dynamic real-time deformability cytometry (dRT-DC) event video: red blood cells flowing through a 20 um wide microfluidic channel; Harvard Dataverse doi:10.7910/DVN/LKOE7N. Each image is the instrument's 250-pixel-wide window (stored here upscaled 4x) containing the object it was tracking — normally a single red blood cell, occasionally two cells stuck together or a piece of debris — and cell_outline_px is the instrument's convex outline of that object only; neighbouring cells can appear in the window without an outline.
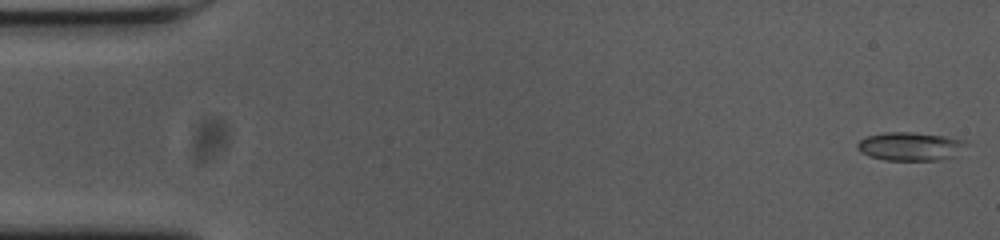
{"species": "common noctule bat (a hibernating species)", "species_latin": "Nyctalus noctula", "temperature_condition": "cold", "stored_images_in_passage": 55, "camera_frame_rate_fps": 3000, "um_per_image_px": 0.085, "animal": {"sex": "female", "body_mass_g": 23.0, "forearm_length_mm": 53.4}, "frame": {"image": 1, "passage_image": 1, "time_ms": 0.0, "image_size_px": [1000, 240], "cell_outline_px": [[972, 144], [940, 160], [884, 160], [868, 156], [860, 152], [856, 148], [856, 144], [860, 140], [868, 136], [884, 132], [912, 132], [948, 136], [968, 140]], "centroid_in_image_um": [77.37, 12.42], "position_along_channel_um": 7.6, "area_um2": 18.21}}
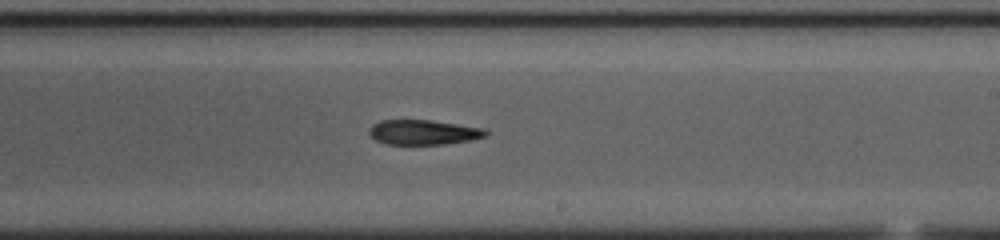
{"frame": {"image": 2, "passage_image": 32, "time_ms": 10.333, "image_size_px": [1000, 240], "cell_outline_px": [[488, 136], [472, 140], [444, 144], [384, 144], [376, 140], [368, 132], [368, 128], [372, 124], [380, 120], [432, 120], [484, 128], [488, 132]], "centroid_in_image_um": [35.99, 11.24], "position_along_channel_um": 253.0, "area_um2": 17.05}}
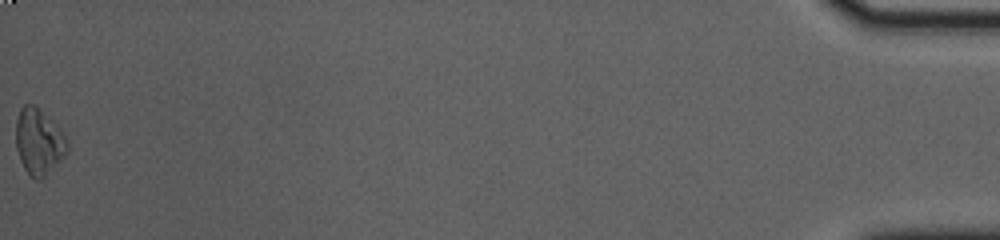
{"frame": {"image": 3, "passage_image": 55, "time_ms": 18.0, "image_size_px": [1000, 240], "cell_outline_px": [[68, 152], [40, 180], [36, 180], [24, 168], [20, 160], [16, 148], [16, 120], [20, 108], [24, 104], [32, 104], [60, 128], [64, 132], [68, 140]], "centroid_in_image_um": [3.3, 12.04], "position_along_channel_um": 431.9, "area_um2": 19.54}}